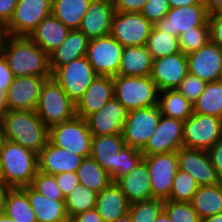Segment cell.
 <instances>
[{
    "mask_svg": "<svg viewBox=\"0 0 222 222\" xmlns=\"http://www.w3.org/2000/svg\"><path fill=\"white\" fill-rule=\"evenodd\" d=\"M1 54L14 77L35 76L46 80L52 77L49 55L28 36L7 35Z\"/></svg>",
    "mask_w": 222,
    "mask_h": 222,
    "instance_id": "6da1fadb",
    "label": "cell"
},
{
    "mask_svg": "<svg viewBox=\"0 0 222 222\" xmlns=\"http://www.w3.org/2000/svg\"><path fill=\"white\" fill-rule=\"evenodd\" d=\"M91 158L111 176L113 182L129 173L143 159L141 150L126 146L122 134L92 136Z\"/></svg>",
    "mask_w": 222,
    "mask_h": 222,
    "instance_id": "7a4b0ae2",
    "label": "cell"
},
{
    "mask_svg": "<svg viewBox=\"0 0 222 222\" xmlns=\"http://www.w3.org/2000/svg\"><path fill=\"white\" fill-rule=\"evenodd\" d=\"M3 139L39 153L49 140V128L35 111L7 110L0 116Z\"/></svg>",
    "mask_w": 222,
    "mask_h": 222,
    "instance_id": "3957f363",
    "label": "cell"
},
{
    "mask_svg": "<svg viewBox=\"0 0 222 222\" xmlns=\"http://www.w3.org/2000/svg\"><path fill=\"white\" fill-rule=\"evenodd\" d=\"M38 171V154L2 139L0 179L11 188L29 186Z\"/></svg>",
    "mask_w": 222,
    "mask_h": 222,
    "instance_id": "277c9868",
    "label": "cell"
},
{
    "mask_svg": "<svg viewBox=\"0 0 222 222\" xmlns=\"http://www.w3.org/2000/svg\"><path fill=\"white\" fill-rule=\"evenodd\" d=\"M114 97L128 110L143 109L158 105L159 90L150 76L113 77Z\"/></svg>",
    "mask_w": 222,
    "mask_h": 222,
    "instance_id": "5b68a950",
    "label": "cell"
},
{
    "mask_svg": "<svg viewBox=\"0 0 222 222\" xmlns=\"http://www.w3.org/2000/svg\"><path fill=\"white\" fill-rule=\"evenodd\" d=\"M35 112L50 129L73 118L76 115V104L51 77L42 84Z\"/></svg>",
    "mask_w": 222,
    "mask_h": 222,
    "instance_id": "8992f818",
    "label": "cell"
},
{
    "mask_svg": "<svg viewBox=\"0 0 222 222\" xmlns=\"http://www.w3.org/2000/svg\"><path fill=\"white\" fill-rule=\"evenodd\" d=\"M49 140L56 146L83 158L90 157L92 134L86 120L75 115L68 121L49 129Z\"/></svg>",
    "mask_w": 222,
    "mask_h": 222,
    "instance_id": "52a82bcc",
    "label": "cell"
},
{
    "mask_svg": "<svg viewBox=\"0 0 222 222\" xmlns=\"http://www.w3.org/2000/svg\"><path fill=\"white\" fill-rule=\"evenodd\" d=\"M96 77L97 74L86 56L75 59L52 73V78L75 104L83 97Z\"/></svg>",
    "mask_w": 222,
    "mask_h": 222,
    "instance_id": "ba28073f",
    "label": "cell"
},
{
    "mask_svg": "<svg viewBox=\"0 0 222 222\" xmlns=\"http://www.w3.org/2000/svg\"><path fill=\"white\" fill-rule=\"evenodd\" d=\"M222 135V118L193 113L184 121L183 147L208 151Z\"/></svg>",
    "mask_w": 222,
    "mask_h": 222,
    "instance_id": "9c48e42d",
    "label": "cell"
},
{
    "mask_svg": "<svg viewBox=\"0 0 222 222\" xmlns=\"http://www.w3.org/2000/svg\"><path fill=\"white\" fill-rule=\"evenodd\" d=\"M124 47L110 34L88 42L86 58L97 75L116 76Z\"/></svg>",
    "mask_w": 222,
    "mask_h": 222,
    "instance_id": "30bf717a",
    "label": "cell"
},
{
    "mask_svg": "<svg viewBox=\"0 0 222 222\" xmlns=\"http://www.w3.org/2000/svg\"><path fill=\"white\" fill-rule=\"evenodd\" d=\"M143 159L149 170L152 199L168 200L179 169L176 152L143 155Z\"/></svg>",
    "mask_w": 222,
    "mask_h": 222,
    "instance_id": "8fae6325",
    "label": "cell"
},
{
    "mask_svg": "<svg viewBox=\"0 0 222 222\" xmlns=\"http://www.w3.org/2000/svg\"><path fill=\"white\" fill-rule=\"evenodd\" d=\"M161 115L159 105L128 111L122 132L126 146L142 150L157 128Z\"/></svg>",
    "mask_w": 222,
    "mask_h": 222,
    "instance_id": "7c38bea8",
    "label": "cell"
},
{
    "mask_svg": "<svg viewBox=\"0 0 222 222\" xmlns=\"http://www.w3.org/2000/svg\"><path fill=\"white\" fill-rule=\"evenodd\" d=\"M153 24L140 12L115 11L110 35L123 47L146 46Z\"/></svg>",
    "mask_w": 222,
    "mask_h": 222,
    "instance_id": "4fadbf2b",
    "label": "cell"
},
{
    "mask_svg": "<svg viewBox=\"0 0 222 222\" xmlns=\"http://www.w3.org/2000/svg\"><path fill=\"white\" fill-rule=\"evenodd\" d=\"M52 0H18L13 15L5 25L7 35L29 36L51 14Z\"/></svg>",
    "mask_w": 222,
    "mask_h": 222,
    "instance_id": "5bb4252c",
    "label": "cell"
},
{
    "mask_svg": "<svg viewBox=\"0 0 222 222\" xmlns=\"http://www.w3.org/2000/svg\"><path fill=\"white\" fill-rule=\"evenodd\" d=\"M208 15L206 6L201 0L191 6L170 8L166 16L154 26L160 31L179 37L186 30H192L194 27H209Z\"/></svg>",
    "mask_w": 222,
    "mask_h": 222,
    "instance_id": "9a60e30c",
    "label": "cell"
},
{
    "mask_svg": "<svg viewBox=\"0 0 222 222\" xmlns=\"http://www.w3.org/2000/svg\"><path fill=\"white\" fill-rule=\"evenodd\" d=\"M184 121L161 115L157 128L150 136L143 155L176 152L183 147Z\"/></svg>",
    "mask_w": 222,
    "mask_h": 222,
    "instance_id": "2e32d148",
    "label": "cell"
},
{
    "mask_svg": "<svg viewBox=\"0 0 222 222\" xmlns=\"http://www.w3.org/2000/svg\"><path fill=\"white\" fill-rule=\"evenodd\" d=\"M176 154L179 170L189 173L199 186H212L222 182L208 151L181 147Z\"/></svg>",
    "mask_w": 222,
    "mask_h": 222,
    "instance_id": "e0dca14e",
    "label": "cell"
},
{
    "mask_svg": "<svg viewBox=\"0 0 222 222\" xmlns=\"http://www.w3.org/2000/svg\"><path fill=\"white\" fill-rule=\"evenodd\" d=\"M188 73L206 82L222 79V48L208 41L197 51L187 54Z\"/></svg>",
    "mask_w": 222,
    "mask_h": 222,
    "instance_id": "ac0fdd59",
    "label": "cell"
},
{
    "mask_svg": "<svg viewBox=\"0 0 222 222\" xmlns=\"http://www.w3.org/2000/svg\"><path fill=\"white\" fill-rule=\"evenodd\" d=\"M188 74L187 55L178 52L153 59L150 77L158 90L164 91L176 89Z\"/></svg>",
    "mask_w": 222,
    "mask_h": 222,
    "instance_id": "d6986e66",
    "label": "cell"
},
{
    "mask_svg": "<svg viewBox=\"0 0 222 222\" xmlns=\"http://www.w3.org/2000/svg\"><path fill=\"white\" fill-rule=\"evenodd\" d=\"M45 80L35 76L14 77L5 93L7 110L35 111Z\"/></svg>",
    "mask_w": 222,
    "mask_h": 222,
    "instance_id": "ffe728a7",
    "label": "cell"
},
{
    "mask_svg": "<svg viewBox=\"0 0 222 222\" xmlns=\"http://www.w3.org/2000/svg\"><path fill=\"white\" fill-rule=\"evenodd\" d=\"M128 110L115 98L85 118L92 136L122 134Z\"/></svg>",
    "mask_w": 222,
    "mask_h": 222,
    "instance_id": "44dd1931",
    "label": "cell"
},
{
    "mask_svg": "<svg viewBox=\"0 0 222 222\" xmlns=\"http://www.w3.org/2000/svg\"><path fill=\"white\" fill-rule=\"evenodd\" d=\"M114 4L106 0H92L83 16L79 30L89 39L107 36L111 32Z\"/></svg>",
    "mask_w": 222,
    "mask_h": 222,
    "instance_id": "7402d4cb",
    "label": "cell"
},
{
    "mask_svg": "<svg viewBox=\"0 0 222 222\" xmlns=\"http://www.w3.org/2000/svg\"><path fill=\"white\" fill-rule=\"evenodd\" d=\"M84 158L54 145L48 140L46 146L38 153V170L58 175L64 172H77Z\"/></svg>",
    "mask_w": 222,
    "mask_h": 222,
    "instance_id": "603a6c76",
    "label": "cell"
},
{
    "mask_svg": "<svg viewBox=\"0 0 222 222\" xmlns=\"http://www.w3.org/2000/svg\"><path fill=\"white\" fill-rule=\"evenodd\" d=\"M113 97V77L97 75L83 97L76 103V115L85 119L99 111Z\"/></svg>",
    "mask_w": 222,
    "mask_h": 222,
    "instance_id": "cb8c5ba5",
    "label": "cell"
},
{
    "mask_svg": "<svg viewBox=\"0 0 222 222\" xmlns=\"http://www.w3.org/2000/svg\"><path fill=\"white\" fill-rule=\"evenodd\" d=\"M115 183L130 203L152 199L150 175L144 159L129 173L119 177Z\"/></svg>",
    "mask_w": 222,
    "mask_h": 222,
    "instance_id": "d4e9b609",
    "label": "cell"
},
{
    "mask_svg": "<svg viewBox=\"0 0 222 222\" xmlns=\"http://www.w3.org/2000/svg\"><path fill=\"white\" fill-rule=\"evenodd\" d=\"M130 204L121 188L112 182L97 194L95 209L103 222H113L129 213Z\"/></svg>",
    "mask_w": 222,
    "mask_h": 222,
    "instance_id": "484cf974",
    "label": "cell"
},
{
    "mask_svg": "<svg viewBox=\"0 0 222 222\" xmlns=\"http://www.w3.org/2000/svg\"><path fill=\"white\" fill-rule=\"evenodd\" d=\"M70 29L54 15L44 18L29 34V38L50 55L66 39Z\"/></svg>",
    "mask_w": 222,
    "mask_h": 222,
    "instance_id": "4316f807",
    "label": "cell"
},
{
    "mask_svg": "<svg viewBox=\"0 0 222 222\" xmlns=\"http://www.w3.org/2000/svg\"><path fill=\"white\" fill-rule=\"evenodd\" d=\"M88 42L89 39L79 29L70 30L66 39L49 55L51 73L75 59L86 56Z\"/></svg>",
    "mask_w": 222,
    "mask_h": 222,
    "instance_id": "83f0119b",
    "label": "cell"
},
{
    "mask_svg": "<svg viewBox=\"0 0 222 222\" xmlns=\"http://www.w3.org/2000/svg\"><path fill=\"white\" fill-rule=\"evenodd\" d=\"M28 195L37 222H64L69 219L65 201H54L35 191L30 185L21 187Z\"/></svg>",
    "mask_w": 222,
    "mask_h": 222,
    "instance_id": "f1b7e54d",
    "label": "cell"
},
{
    "mask_svg": "<svg viewBox=\"0 0 222 222\" xmlns=\"http://www.w3.org/2000/svg\"><path fill=\"white\" fill-rule=\"evenodd\" d=\"M153 58L146 46L124 47L118 75L146 77L151 75Z\"/></svg>",
    "mask_w": 222,
    "mask_h": 222,
    "instance_id": "f546056e",
    "label": "cell"
},
{
    "mask_svg": "<svg viewBox=\"0 0 222 222\" xmlns=\"http://www.w3.org/2000/svg\"><path fill=\"white\" fill-rule=\"evenodd\" d=\"M190 203L201 220L222 212V182L199 186Z\"/></svg>",
    "mask_w": 222,
    "mask_h": 222,
    "instance_id": "4dcf8cb0",
    "label": "cell"
},
{
    "mask_svg": "<svg viewBox=\"0 0 222 222\" xmlns=\"http://www.w3.org/2000/svg\"><path fill=\"white\" fill-rule=\"evenodd\" d=\"M92 0H52L51 14L70 30L79 29Z\"/></svg>",
    "mask_w": 222,
    "mask_h": 222,
    "instance_id": "1f68e13d",
    "label": "cell"
},
{
    "mask_svg": "<svg viewBox=\"0 0 222 222\" xmlns=\"http://www.w3.org/2000/svg\"><path fill=\"white\" fill-rule=\"evenodd\" d=\"M159 97L158 105L163 116L185 121L194 113L193 104L176 89L159 91Z\"/></svg>",
    "mask_w": 222,
    "mask_h": 222,
    "instance_id": "d6a6232c",
    "label": "cell"
},
{
    "mask_svg": "<svg viewBox=\"0 0 222 222\" xmlns=\"http://www.w3.org/2000/svg\"><path fill=\"white\" fill-rule=\"evenodd\" d=\"M76 173L79 184H82L97 193L101 192L113 182L109 173L91 157L82 160Z\"/></svg>",
    "mask_w": 222,
    "mask_h": 222,
    "instance_id": "836d02e7",
    "label": "cell"
},
{
    "mask_svg": "<svg viewBox=\"0 0 222 222\" xmlns=\"http://www.w3.org/2000/svg\"><path fill=\"white\" fill-rule=\"evenodd\" d=\"M5 214L15 222H37L27 193L21 188H11L5 201Z\"/></svg>",
    "mask_w": 222,
    "mask_h": 222,
    "instance_id": "e575fe53",
    "label": "cell"
},
{
    "mask_svg": "<svg viewBox=\"0 0 222 222\" xmlns=\"http://www.w3.org/2000/svg\"><path fill=\"white\" fill-rule=\"evenodd\" d=\"M193 107L194 113L222 118V80L207 82Z\"/></svg>",
    "mask_w": 222,
    "mask_h": 222,
    "instance_id": "d590c367",
    "label": "cell"
},
{
    "mask_svg": "<svg viewBox=\"0 0 222 222\" xmlns=\"http://www.w3.org/2000/svg\"><path fill=\"white\" fill-rule=\"evenodd\" d=\"M97 192L82 184L75 186L65 197V207L68 217L74 216L95 208Z\"/></svg>",
    "mask_w": 222,
    "mask_h": 222,
    "instance_id": "8d00e7d4",
    "label": "cell"
},
{
    "mask_svg": "<svg viewBox=\"0 0 222 222\" xmlns=\"http://www.w3.org/2000/svg\"><path fill=\"white\" fill-rule=\"evenodd\" d=\"M146 48L152 55L153 59L163 58L181 52L179 37L160 31L154 25L147 39Z\"/></svg>",
    "mask_w": 222,
    "mask_h": 222,
    "instance_id": "74e56055",
    "label": "cell"
},
{
    "mask_svg": "<svg viewBox=\"0 0 222 222\" xmlns=\"http://www.w3.org/2000/svg\"><path fill=\"white\" fill-rule=\"evenodd\" d=\"M198 188L199 185L189 173L178 169L173 179L168 200L190 203Z\"/></svg>",
    "mask_w": 222,
    "mask_h": 222,
    "instance_id": "f35d334b",
    "label": "cell"
},
{
    "mask_svg": "<svg viewBox=\"0 0 222 222\" xmlns=\"http://www.w3.org/2000/svg\"><path fill=\"white\" fill-rule=\"evenodd\" d=\"M163 210L164 201L153 198L131 203L129 216L132 222H154Z\"/></svg>",
    "mask_w": 222,
    "mask_h": 222,
    "instance_id": "ab89813d",
    "label": "cell"
},
{
    "mask_svg": "<svg viewBox=\"0 0 222 222\" xmlns=\"http://www.w3.org/2000/svg\"><path fill=\"white\" fill-rule=\"evenodd\" d=\"M35 191L54 201H65L55 175L37 171L30 185Z\"/></svg>",
    "mask_w": 222,
    "mask_h": 222,
    "instance_id": "60d3db41",
    "label": "cell"
},
{
    "mask_svg": "<svg viewBox=\"0 0 222 222\" xmlns=\"http://www.w3.org/2000/svg\"><path fill=\"white\" fill-rule=\"evenodd\" d=\"M210 40L209 27H194L179 35L180 50L184 54L197 51Z\"/></svg>",
    "mask_w": 222,
    "mask_h": 222,
    "instance_id": "b9f144b4",
    "label": "cell"
},
{
    "mask_svg": "<svg viewBox=\"0 0 222 222\" xmlns=\"http://www.w3.org/2000/svg\"><path fill=\"white\" fill-rule=\"evenodd\" d=\"M164 211L171 222H201L199 215L189 202L165 200Z\"/></svg>",
    "mask_w": 222,
    "mask_h": 222,
    "instance_id": "7bdbcfd3",
    "label": "cell"
},
{
    "mask_svg": "<svg viewBox=\"0 0 222 222\" xmlns=\"http://www.w3.org/2000/svg\"><path fill=\"white\" fill-rule=\"evenodd\" d=\"M207 82L188 74L176 88L187 100L194 104L205 89Z\"/></svg>",
    "mask_w": 222,
    "mask_h": 222,
    "instance_id": "ee69618b",
    "label": "cell"
},
{
    "mask_svg": "<svg viewBox=\"0 0 222 222\" xmlns=\"http://www.w3.org/2000/svg\"><path fill=\"white\" fill-rule=\"evenodd\" d=\"M170 10L168 0H147L142 15L153 25L164 18Z\"/></svg>",
    "mask_w": 222,
    "mask_h": 222,
    "instance_id": "f6af8a7d",
    "label": "cell"
},
{
    "mask_svg": "<svg viewBox=\"0 0 222 222\" xmlns=\"http://www.w3.org/2000/svg\"><path fill=\"white\" fill-rule=\"evenodd\" d=\"M210 41L222 48V13L208 15Z\"/></svg>",
    "mask_w": 222,
    "mask_h": 222,
    "instance_id": "bcb514c9",
    "label": "cell"
},
{
    "mask_svg": "<svg viewBox=\"0 0 222 222\" xmlns=\"http://www.w3.org/2000/svg\"><path fill=\"white\" fill-rule=\"evenodd\" d=\"M55 177L64 197H66L75 186H79L76 172H64L55 175Z\"/></svg>",
    "mask_w": 222,
    "mask_h": 222,
    "instance_id": "7dc6e473",
    "label": "cell"
},
{
    "mask_svg": "<svg viewBox=\"0 0 222 222\" xmlns=\"http://www.w3.org/2000/svg\"><path fill=\"white\" fill-rule=\"evenodd\" d=\"M147 0H117L114 4L115 11L124 13L142 12Z\"/></svg>",
    "mask_w": 222,
    "mask_h": 222,
    "instance_id": "c3c4849f",
    "label": "cell"
},
{
    "mask_svg": "<svg viewBox=\"0 0 222 222\" xmlns=\"http://www.w3.org/2000/svg\"><path fill=\"white\" fill-rule=\"evenodd\" d=\"M208 153L211 163L222 181V135L219 140L208 150Z\"/></svg>",
    "mask_w": 222,
    "mask_h": 222,
    "instance_id": "681fc988",
    "label": "cell"
},
{
    "mask_svg": "<svg viewBox=\"0 0 222 222\" xmlns=\"http://www.w3.org/2000/svg\"><path fill=\"white\" fill-rule=\"evenodd\" d=\"M13 73L8 66V63L4 56L0 53V87L5 93L11 82L13 81Z\"/></svg>",
    "mask_w": 222,
    "mask_h": 222,
    "instance_id": "f907efd6",
    "label": "cell"
},
{
    "mask_svg": "<svg viewBox=\"0 0 222 222\" xmlns=\"http://www.w3.org/2000/svg\"><path fill=\"white\" fill-rule=\"evenodd\" d=\"M18 0H0V22L6 25L11 19Z\"/></svg>",
    "mask_w": 222,
    "mask_h": 222,
    "instance_id": "816d5d0a",
    "label": "cell"
},
{
    "mask_svg": "<svg viewBox=\"0 0 222 222\" xmlns=\"http://www.w3.org/2000/svg\"><path fill=\"white\" fill-rule=\"evenodd\" d=\"M74 222H103L101 216L97 213V210L91 209L80 213L73 218Z\"/></svg>",
    "mask_w": 222,
    "mask_h": 222,
    "instance_id": "f5cc1de1",
    "label": "cell"
},
{
    "mask_svg": "<svg viewBox=\"0 0 222 222\" xmlns=\"http://www.w3.org/2000/svg\"><path fill=\"white\" fill-rule=\"evenodd\" d=\"M11 187L0 179V216L5 214V201Z\"/></svg>",
    "mask_w": 222,
    "mask_h": 222,
    "instance_id": "db71d44e",
    "label": "cell"
},
{
    "mask_svg": "<svg viewBox=\"0 0 222 222\" xmlns=\"http://www.w3.org/2000/svg\"><path fill=\"white\" fill-rule=\"evenodd\" d=\"M208 13H222V0H203Z\"/></svg>",
    "mask_w": 222,
    "mask_h": 222,
    "instance_id": "11a10c76",
    "label": "cell"
},
{
    "mask_svg": "<svg viewBox=\"0 0 222 222\" xmlns=\"http://www.w3.org/2000/svg\"><path fill=\"white\" fill-rule=\"evenodd\" d=\"M170 8H179L198 4L201 0H168Z\"/></svg>",
    "mask_w": 222,
    "mask_h": 222,
    "instance_id": "9f6ffc18",
    "label": "cell"
},
{
    "mask_svg": "<svg viewBox=\"0 0 222 222\" xmlns=\"http://www.w3.org/2000/svg\"><path fill=\"white\" fill-rule=\"evenodd\" d=\"M7 111L5 92L0 87V116Z\"/></svg>",
    "mask_w": 222,
    "mask_h": 222,
    "instance_id": "6f0895ef",
    "label": "cell"
},
{
    "mask_svg": "<svg viewBox=\"0 0 222 222\" xmlns=\"http://www.w3.org/2000/svg\"><path fill=\"white\" fill-rule=\"evenodd\" d=\"M201 222H222V212H219L215 215L207 217V218L201 220Z\"/></svg>",
    "mask_w": 222,
    "mask_h": 222,
    "instance_id": "680465c9",
    "label": "cell"
},
{
    "mask_svg": "<svg viewBox=\"0 0 222 222\" xmlns=\"http://www.w3.org/2000/svg\"><path fill=\"white\" fill-rule=\"evenodd\" d=\"M154 222H171L167 213L163 210Z\"/></svg>",
    "mask_w": 222,
    "mask_h": 222,
    "instance_id": "91938a15",
    "label": "cell"
},
{
    "mask_svg": "<svg viewBox=\"0 0 222 222\" xmlns=\"http://www.w3.org/2000/svg\"><path fill=\"white\" fill-rule=\"evenodd\" d=\"M6 37H7V33H6L5 25L2 22H0V44H4Z\"/></svg>",
    "mask_w": 222,
    "mask_h": 222,
    "instance_id": "94428289",
    "label": "cell"
},
{
    "mask_svg": "<svg viewBox=\"0 0 222 222\" xmlns=\"http://www.w3.org/2000/svg\"><path fill=\"white\" fill-rule=\"evenodd\" d=\"M113 222H132L130 216H129V213L125 214L124 216L122 217H119L118 219H116L115 221Z\"/></svg>",
    "mask_w": 222,
    "mask_h": 222,
    "instance_id": "6125c7cd",
    "label": "cell"
},
{
    "mask_svg": "<svg viewBox=\"0 0 222 222\" xmlns=\"http://www.w3.org/2000/svg\"><path fill=\"white\" fill-rule=\"evenodd\" d=\"M0 222H15V221L6 214H3L2 216H0Z\"/></svg>",
    "mask_w": 222,
    "mask_h": 222,
    "instance_id": "be15d7a7",
    "label": "cell"
},
{
    "mask_svg": "<svg viewBox=\"0 0 222 222\" xmlns=\"http://www.w3.org/2000/svg\"><path fill=\"white\" fill-rule=\"evenodd\" d=\"M3 139V134H2V121H1V117H0V142H2Z\"/></svg>",
    "mask_w": 222,
    "mask_h": 222,
    "instance_id": "e7e4bbea",
    "label": "cell"
},
{
    "mask_svg": "<svg viewBox=\"0 0 222 222\" xmlns=\"http://www.w3.org/2000/svg\"><path fill=\"white\" fill-rule=\"evenodd\" d=\"M1 147H2V142H0V165H1Z\"/></svg>",
    "mask_w": 222,
    "mask_h": 222,
    "instance_id": "03108f58",
    "label": "cell"
},
{
    "mask_svg": "<svg viewBox=\"0 0 222 222\" xmlns=\"http://www.w3.org/2000/svg\"><path fill=\"white\" fill-rule=\"evenodd\" d=\"M106 1H108V2H111V3L115 4V2H116L117 0H106Z\"/></svg>",
    "mask_w": 222,
    "mask_h": 222,
    "instance_id": "003e7915",
    "label": "cell"
},
{
    "mask_svg": "<svg viewBox=\"0 0 222 222\" xmlns=\"http://www.w3.org/2000/svg\"><path fill=\"white\" fill-rule=\"evenodd\" d=\"M64 222H74V221H73V219H70V218H69L68 220H66V221H64Z\"/></svg>",
    "mask_w": 222,
    "mask_h": 222,
    "instance_id": "a7ac6f4b",
    "label": "cell"
},
{
    "mask_svg": "<svg viewBox=\"0 0 222 222\" xmlns=\"http://www.w3.org/2000/svg\"><path fill=\"white\" fill-rule=\"evenodd\" d=\"M3 47V44H0V53H1V48Z\"/></svg>",
    "mask_w": 222,
    "mask_h": 222,
    "instance_id": "89a4df30",
    "label": "cell"
}]
</instances>
